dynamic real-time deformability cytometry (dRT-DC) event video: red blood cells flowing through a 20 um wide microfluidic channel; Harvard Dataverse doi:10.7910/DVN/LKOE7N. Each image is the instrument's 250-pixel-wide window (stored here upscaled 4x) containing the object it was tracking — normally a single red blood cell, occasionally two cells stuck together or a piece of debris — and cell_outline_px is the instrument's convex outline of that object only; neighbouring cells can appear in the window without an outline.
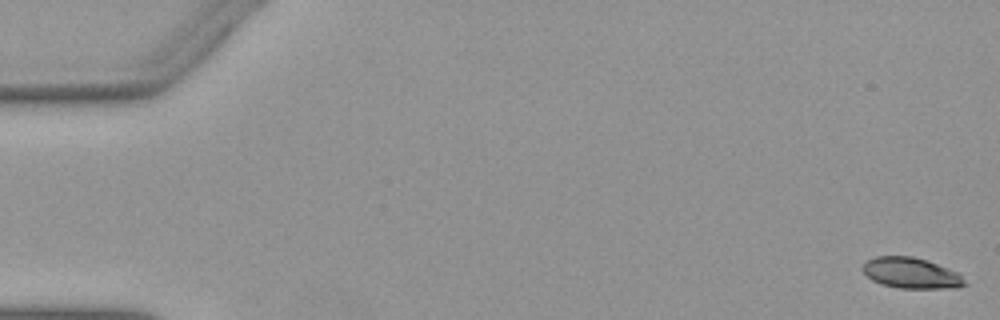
{"species": "Egyptian fruit bat (a non-hibernating species)", "species_latin": "Rousettus aegyptiacus", "temperature_condition": "warm", "stored_images_in_passage": 53, "camera_frame_rate_fps": 3000, "um_per_image_px": 0.085, "animal": {"sex": "female"}, "frame": {"image": 1, "passage_image": 1, "time_ms": 0.0, "image_size_px": [1000, 320], "cell_outline_px": [[968, 284], [956, 288], [900, 288], [880, 284], [872, 280], [860, 268], [868, 260], [876, 256], [912, 256], [928, 260], [960, 272]], "centroid_in_image_um": [77.5, 23.21], "position_along_channel_um": 7.5, "area_um2": 18.55}}
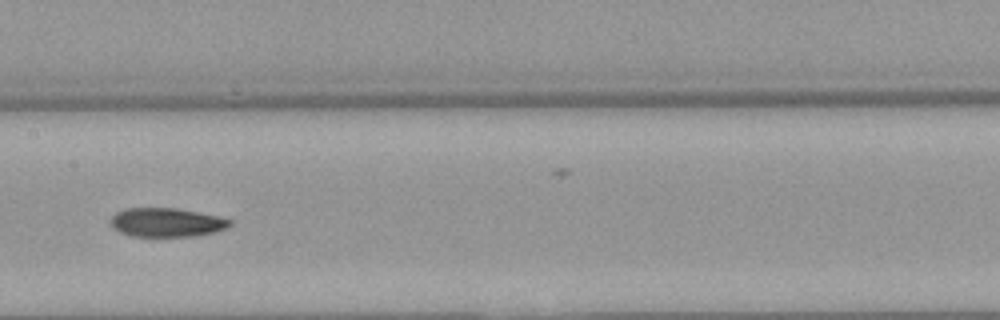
{"frame": {"image": 2, "passage_image": 27, "time_ms": 8.667, "image_size_px": [1000, 320], "cell_outline_px": [[232, 224], [228, 228], [216, 232], [196, 236], [132, 236], [120, 232], [112, 228], [108, 220], [116, 212], [124, 208], [176, 208], [216, 216], [232, 220]], "centroid_in_image_um": [14.13, 18.91], "position_along_channel_um": 193.3, "area_um2": 20.23}}
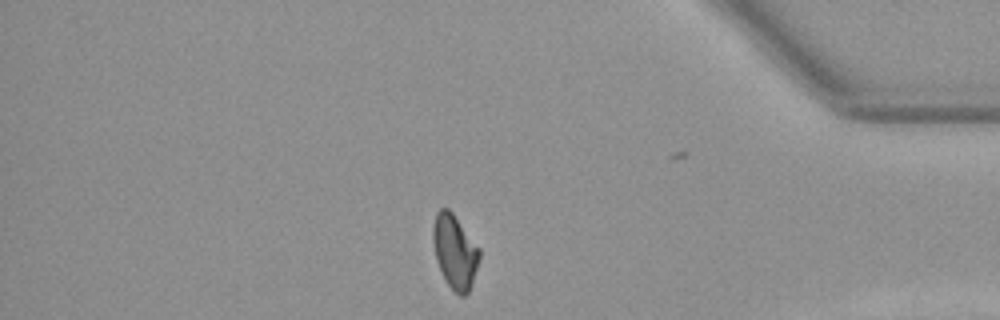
{"frame": {"image": 3, "passage_image": 45, "time_ms": 14.667, "image_size_px": [1000, 320], "cell_outline_px": [[480, 256], [472, 284], [468, 292], [464, 296], [460, 296], [448, 284], [436, 260], [432, 240], [432, 224], [436, 212], [440, 208], [448, 208], [452, 212], [480, 248]], "centroid_in_image_um": [38.65, 21.35], "position_along_channel_um": 396.6, "area_um2": 19.94}, "authors_computed_cell_mechanics": {"area_um2": 20.3456, "velocity_mm_per_s": 3.9172, "shape_relaxation_time_tau1_ms": 4.2566, "shape_relaxation_time_tau2_ms": 4.6932, "deformation_change_tau1": 0.1691, "deformation_change_tau2": 0.1076}}